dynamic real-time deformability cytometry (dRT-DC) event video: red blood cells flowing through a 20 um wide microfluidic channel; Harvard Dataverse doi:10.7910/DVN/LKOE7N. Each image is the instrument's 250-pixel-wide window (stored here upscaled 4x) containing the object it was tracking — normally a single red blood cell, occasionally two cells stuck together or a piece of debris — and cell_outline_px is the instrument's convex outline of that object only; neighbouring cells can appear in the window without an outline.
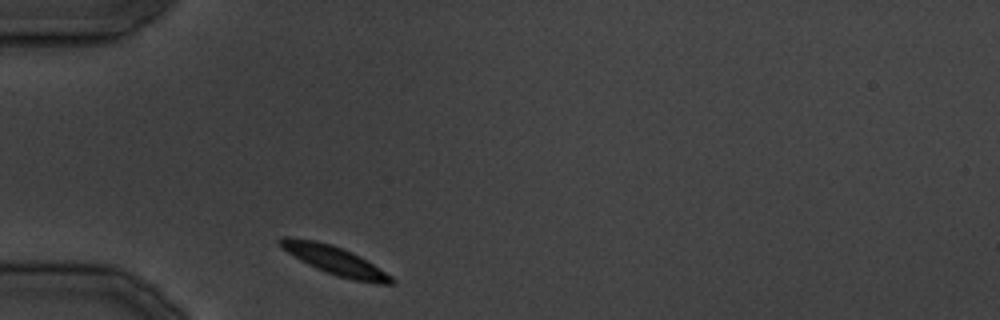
{"species": "common noctule bat (a hibernating species)", "species_latin": "Nyctalus noctula", "temperature_condition": "cold", "stored_images_in_passage": 22, "camera_frame_rate_fps": 3000, "um_per_image_px": 0.085, "animal": {"sex": "male", "body_mass_g": 19.5, "forearm_length_mm": 54.6}, "frame": {"image": 1, "passage_image": 1, "time_ms": 0.0, "image_size_px": [1000, 320], "cell_outline_px": [[396, 280], [392, 284], [380, 284], [352, 280], [336, 276], [316, 268], [300, 260], [288, 252], [280, 244], [280, 240], [284, 236], [292, 236], [316, 240], [332, 244], [352, 252], [360, 256], [380, 268], [392, 276]], "centroid_in_image_um": [28.5, 22.14], "position_along_channel_um": 56.5, "area_um2": 18.55}}
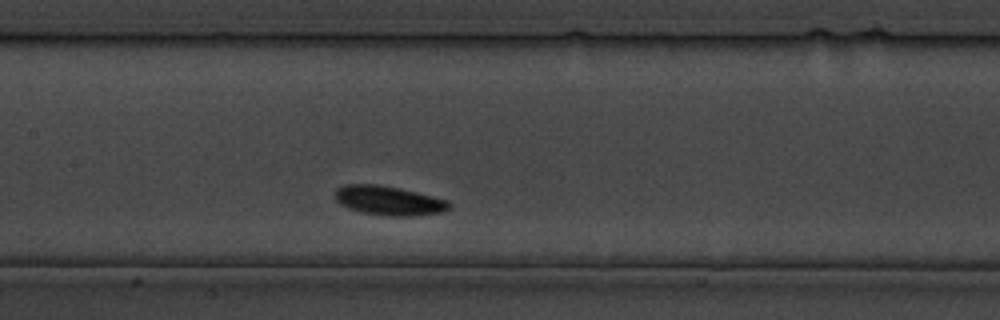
{"frame": {"image": 2, "passage_image": 8, "time_ms": 9.0, "image_size_px": [1000, 320], "cell_outline_px": [[452, 208], [444, 212], [412, 216], [384, 216], [360, 212], [348, 208], [340, 204], [332, 196], [336, 188], [344, 184], [380, 184], [400, 188], [448, 200], [452, 204]], "centroid_in_image_um": [33.03, 17.05], "position_along_channel_um": 174.4, "area_um2": 19.94}}
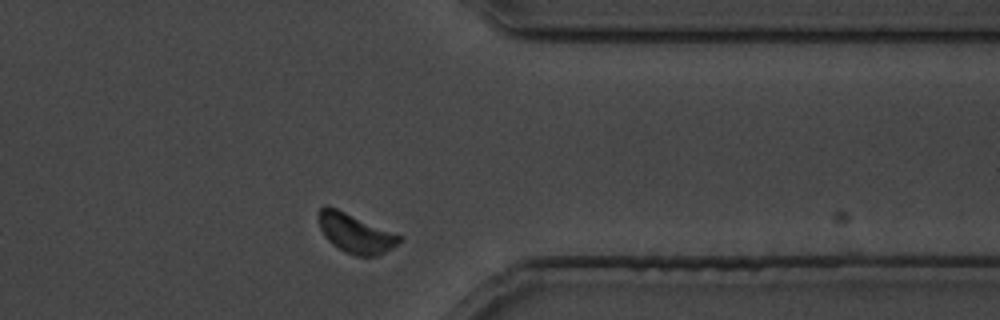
{"frame": {"image": 3, "passage_image": 20, "time_ms": 23.667, "image_size_px": [1000, 320], "cell_outline_px": [[404, 240], [380, 256], [356, 256], [344, 252], [332, 244], [324, 236], [320, 228], [316, 216], [320, 208], [324, 204], [328, 204], [404, 236]], "centroid_in_image_um": [30.22, 19.81], "position_along_channel_um": 381.2, "area_um2": 19.13}}